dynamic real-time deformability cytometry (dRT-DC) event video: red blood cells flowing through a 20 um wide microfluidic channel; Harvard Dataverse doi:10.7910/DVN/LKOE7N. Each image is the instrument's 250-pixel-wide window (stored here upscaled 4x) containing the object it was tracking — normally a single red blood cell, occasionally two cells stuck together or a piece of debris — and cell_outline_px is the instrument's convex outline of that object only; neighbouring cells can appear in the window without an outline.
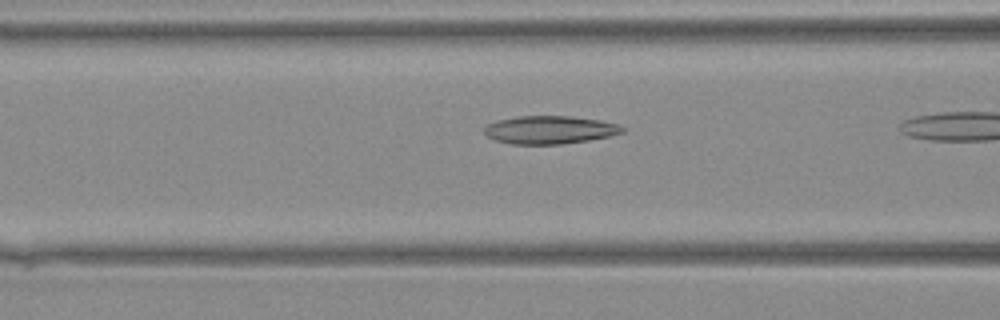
{"species": "Egyptian fruit bat (a non-hibernating species)", "species_latin": "Rousettus aegyptiacus", "temperature_condition": "warm", "stored_images_in_passage": 13, "camera_frame_rate_fps": 3000, "um_per_image_px": 0.085, "animal": {"sex": "female"}, "frame": {"image": 1, "passage_image": 11, "time_ms": 3.333, "image_size_px": [1000, 320], "cell_outline_px": [[624, 132], [608, 136], [588, 140], [560, 144], [512, 144], [496, 140], [488, 136], [484, 132], [484, 128], [488, 124], [496, 120], [516, 116], [572, 116], [600, 120], [616, 124], [624, 128]], "centroid_in_image_um": [46.7, 11.03], "position_along_channel_um": 119.9, "area_um2": 22.43}}